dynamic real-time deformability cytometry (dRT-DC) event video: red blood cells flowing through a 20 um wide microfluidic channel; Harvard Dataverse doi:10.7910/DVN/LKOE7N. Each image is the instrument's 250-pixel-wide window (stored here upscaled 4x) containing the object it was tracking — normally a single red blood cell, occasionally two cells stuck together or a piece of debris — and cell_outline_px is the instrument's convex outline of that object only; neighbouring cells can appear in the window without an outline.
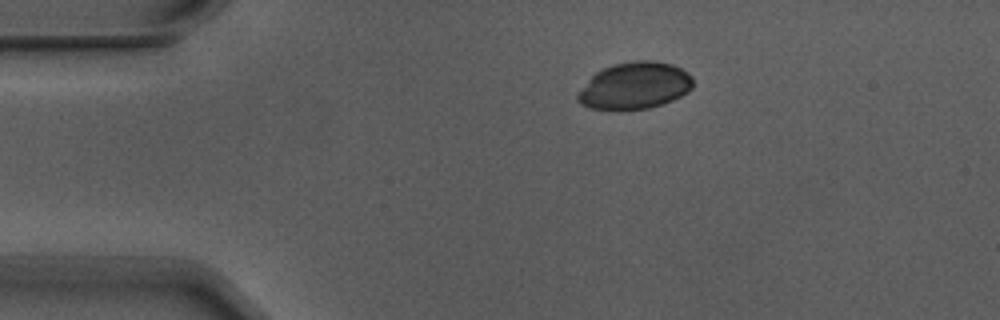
{"species": "Egyptian fruit bat (a non-hibernating species)", "species_latin": "Rousettus aegyptiacus", "temperature_condition": "warm", "stored_images_in_passage": 3, "camera_frame_rate_fps": 3000, "um_per_image_px": 0.085, "animal": {"sex": "male"}, "frame": {"image": 1, "passage_image": 1, "time_ms": 0.0, "image_size_px": [1000, 320], "cell_outline_px": [[692, 88], [688, 92], [672, 100], [648, 108], [620, 112], [616, 112], [592, 108], [580, 104], [576, 100], [576, 96], [588, 80], [596, 72], [604, 68], [616, 64], [636, 60], [652, 60], [672, 64], [688, 72], [692, 76]], "centroid_in_image_um": [53.94, 7.31], "position_along_channel_um": 31.1, "area_um2": 31.79}}